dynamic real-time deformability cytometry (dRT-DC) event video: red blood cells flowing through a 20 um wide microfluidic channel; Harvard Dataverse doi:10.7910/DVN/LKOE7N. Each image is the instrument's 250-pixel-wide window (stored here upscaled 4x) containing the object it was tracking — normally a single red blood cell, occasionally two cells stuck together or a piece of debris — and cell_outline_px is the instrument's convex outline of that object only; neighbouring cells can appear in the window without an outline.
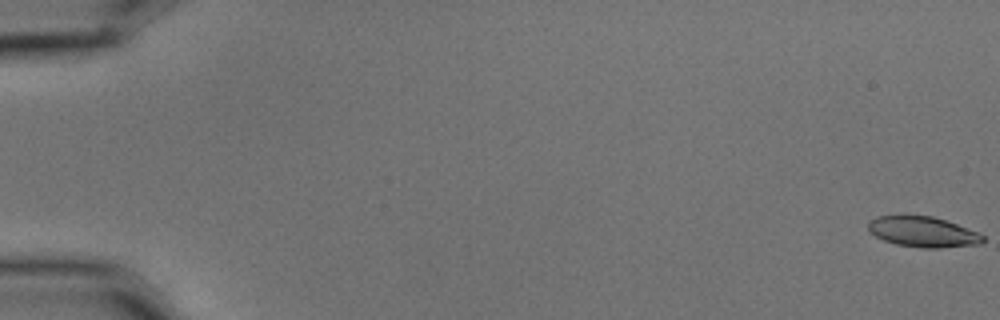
{"species": "common noctule bat (a hibernating species)", "species_latin": "Nyctalus noctula", "temperature_condition": "cold", "stored_images_in_passage": 7, "camera_frame_rate_fps": 3000, "um_per_image_px": 0.085, "animal": {"sex": "male", "body_mass_g": 15.6}, "frame": {"image": 1, "passage_image": 1, "time_ms": 0.0, "image_size_px": [1000, 320], "cell_outline_px": [[984, 240], [980, 244], [936, 248], [920, 248], [896, 244], [884, 240], [868, 232], [868, 220], [876, 216], [932, 216], [980, 232], [984, 236]], "centroid_in_image_um": [78.44, 19.71], "position_along_channel_um": 6.6, "area_um2": 20.35}}
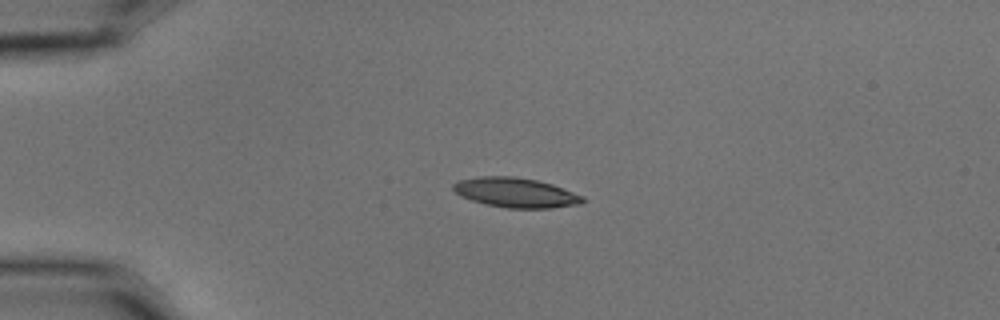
{"frame": {"image": 2, "passage_image": 5, "time_ms": 1.333, "image_size_px": [1000, 320], "cell_outline_px": [[584, 200], [580, 204], [552, 208], [508, 208], [484, 204], [460, 196], [452, 188], [452, 184], [460, 180], [480, 176], [512, 176], [536, 180], [552, 184], [584, 196]], "centroid_in_image_um": [43.82, 16.37], "position_along_channel_um": 41.2, "area_um2": 22.37}}
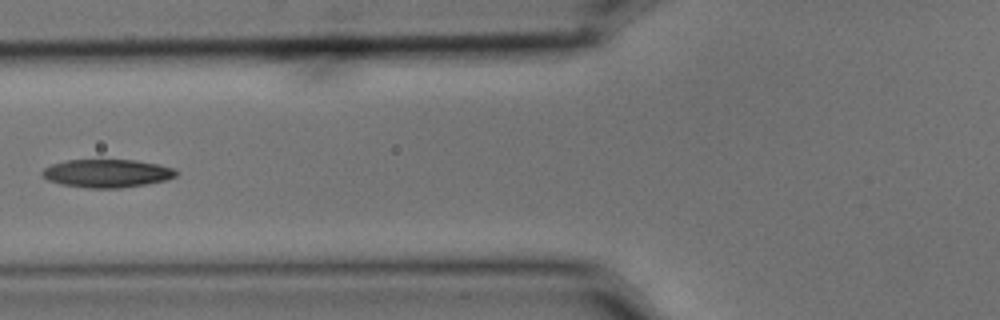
{"frame": {"image": 3, "passage_image": 7, "time_ms": 2.0, "image_size_px": [1000, 320], "cell_outline_px": [[180, 172], [176, 176], [168, 180], [120, 188], [88, 188], [60, 184], [48, 180], [40, 176], [40, 172], [44, 168], [52, 164], [68, 160], [136, 160], [176, 168]], "centroid_in_image_um": [9.1, 14.73], "position_along_channel_um": 116.7, "area_um2": 22.14}}